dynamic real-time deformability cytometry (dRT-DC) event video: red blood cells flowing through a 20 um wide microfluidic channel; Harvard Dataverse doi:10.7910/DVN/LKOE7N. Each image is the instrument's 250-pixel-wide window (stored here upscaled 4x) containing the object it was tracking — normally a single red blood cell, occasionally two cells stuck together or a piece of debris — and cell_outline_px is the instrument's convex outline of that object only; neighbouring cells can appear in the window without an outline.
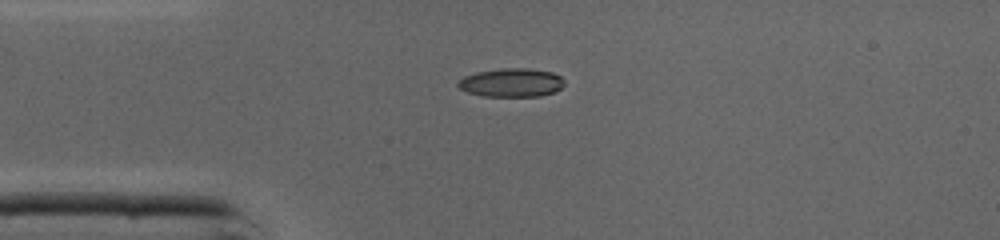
{"species": "common noctule bat (a hibernating species)", "species_latin": "Nyctalus noctula", "temperature_condition": "cold", "stored_images_in_passage": 36, "camera_frame_rate_fps": 3000, "um_per_image_px": 0.085, "animal": {"sex": "male", "body_mass_g": 19.0, "forearm_length_mm": 50.8}, "frame": {"image": 1, "passage_image": 1, "time_ms": 0.0, "image_size_px": [1000, 240], "cell_outline_px": [[564, 84], [560, 88], [552, 92], [540, 96], [480, 96], [468, 92], [460, 88], [456, 84], [464, 76], [476, 72], [504, 68], [528, 68], [552, 72], [560, 76], [564, 80]], "centroid_in_image_um": [43.46, 7.02], "position_along_channel_um": 41.5, "area_um2": 17.63}}
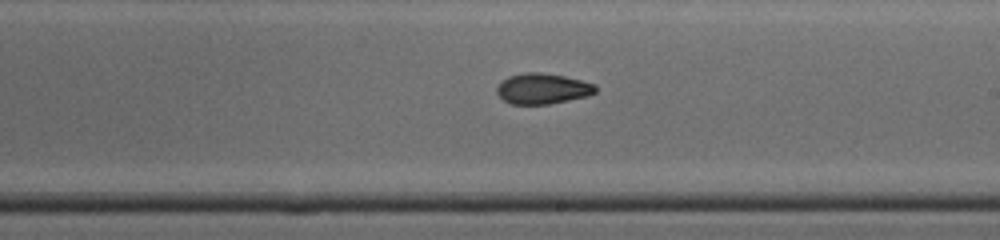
{"frame": {"image": 2, "passage_image": 16, "time_ms": 5.0, "image_size_px": [1000, 240], "cell_outline_px": [[596, 92], [588, 96], [548, 104], [512, 104], [504, 100], [496, 92], [496, 88], [508, 76], [528, 72], [536, 72], [564, 76], [596, 84]], "centroid_in_image_um": [46.13, 7.54], "position_along_channel_um": 242.9, "area_um2": 17.4}}
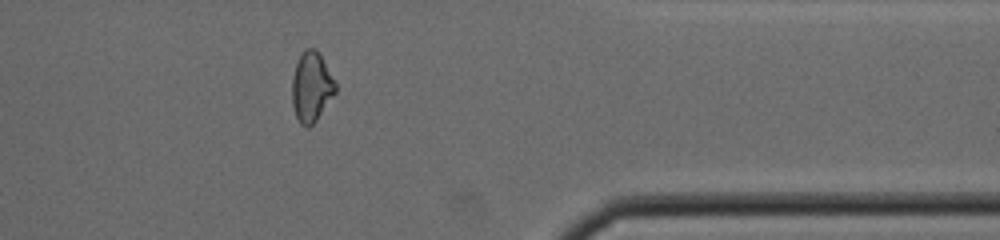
{"frame": {"image": 3, "passage_image": 27, "time_ms": 8.667, "image_size_px": [1000, 240], "cell_outline_px": [[336, 92], [316, 120], [308, 128], [300, 124], [296, 116], [292, 104], [292, 76], [296, 64], [304, 48], [316, 48], [336, 84]], "centroid_in_image_um": [26.45, 7.39], "position_along_channel_um": 384.9, "area_um2": 17.46}, "authors_computed_cell_mechanics": {"area_um2": 17.7446, "velocity_mm_per_s": 4.3746, "shape_relaxation_time_tau1_ms": 4.3389, "shape_relaxation_time_tau2_ms": 2.0325, "deformation_change_tau1": 0.1737, "deformation_change_tau2": 0.072}}